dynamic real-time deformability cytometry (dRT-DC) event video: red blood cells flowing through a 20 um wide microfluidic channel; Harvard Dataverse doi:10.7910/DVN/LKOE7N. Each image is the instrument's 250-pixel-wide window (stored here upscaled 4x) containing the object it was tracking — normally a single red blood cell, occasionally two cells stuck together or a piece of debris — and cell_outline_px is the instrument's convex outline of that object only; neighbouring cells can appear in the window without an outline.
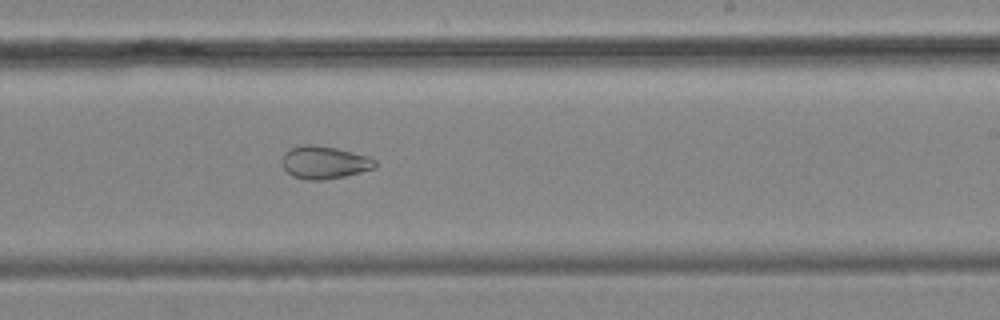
{"species": "common noctule bat (a hibernating species)", "species_latin": "Nyctalus noctula", "temperature_condition": "cold", "stored_images_in_passage": 12, "camera_frame_rate_fps": 3000, "um_per_image_px": 0.085, "animal": {"sex": "male", "body_mass_g": 19.2, "forearm_length_mm": 51.8}, "frame": {"image": 1, "passage_image": 12, "time_ms": 13.0, "image_size_px": [1000, 320], "cell_outline_px": [[376, 168], [344, 176], [324, 180], [308, 180], [292, 176], [280, 164], [280, 160], [284, 152], [292, 148], [304, 144], [312, 144], [336, 148], [368, 156], [376, 160]], "centroid_in_image_um": [27.54, 13.81], "position_along_channel_um": 261.5, "area_um2": 17.86}}